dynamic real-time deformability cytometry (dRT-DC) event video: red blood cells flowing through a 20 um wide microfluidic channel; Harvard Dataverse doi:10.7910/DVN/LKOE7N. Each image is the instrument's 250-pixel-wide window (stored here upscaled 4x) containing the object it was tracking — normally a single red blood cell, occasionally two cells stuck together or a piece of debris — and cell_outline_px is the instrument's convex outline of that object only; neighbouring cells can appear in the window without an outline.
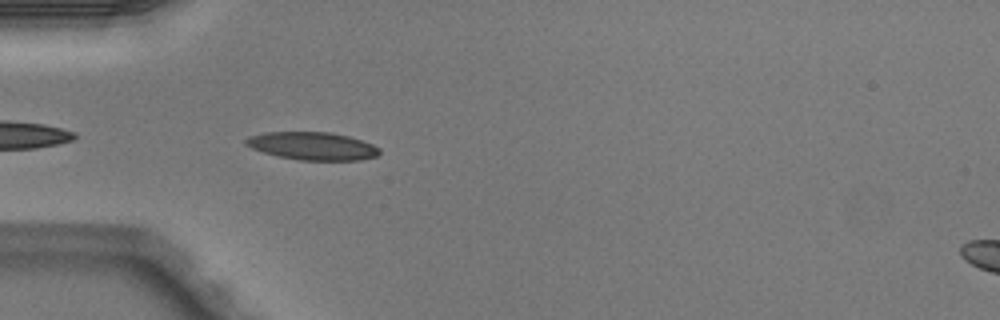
{"species": "Egyptian fruit bat (a non-hibernating species)", "species_latin": "Rousettus aegyptiacus", "temperature_condition": "warm", "stored_images_in_passage": 36, "camera_frame_rate_fps": 3000, "um_per_image_px": 0.085, "animal": {"sex": "male"}, "frame": {"image": 1, "passage_image": 3, "time_ms": 0.667, "image_size_px": [1000, 320], "cell_outline_px": [[380, 152], [376, 156], [360, 160], [300, 160], [280, 156], [264, 152], [252, 148], [244, 144], [244, 140], [248, 136], [264, 132], [332, 132], [348, 136], [372, 144], [380, 148]], "centroid_in_image_um": [26.55, 12.4], "position_along_channel_um": 58.5, "area_um2": 21.62}}
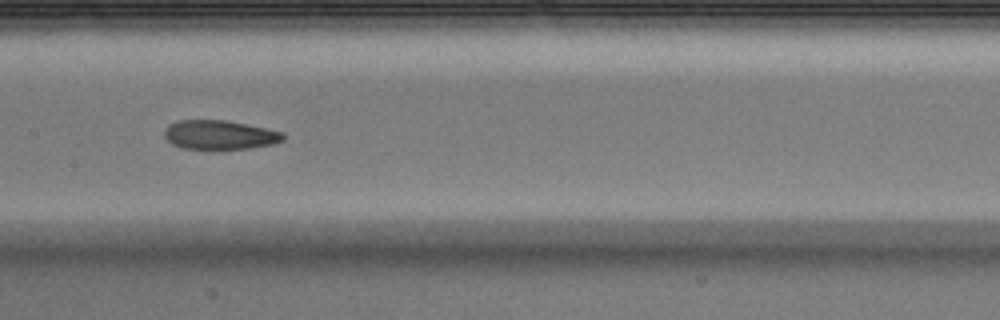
{"frame": {"image": 2, "passage_image": 13, "time_ms": 4.0, "image_size_px": [1000, 320], "cell_outline_px": [[284, 140], [272, 144], [248, 148], [180, 148], [172, 144], [164, 136], [164, 132], [168, 124], [176, 120], [224, 120], [284, 132]], "centroid_in_image_um": [18.63, 11.45], "position_along_channel_um": 188.8, "area_um2": 19.88}}
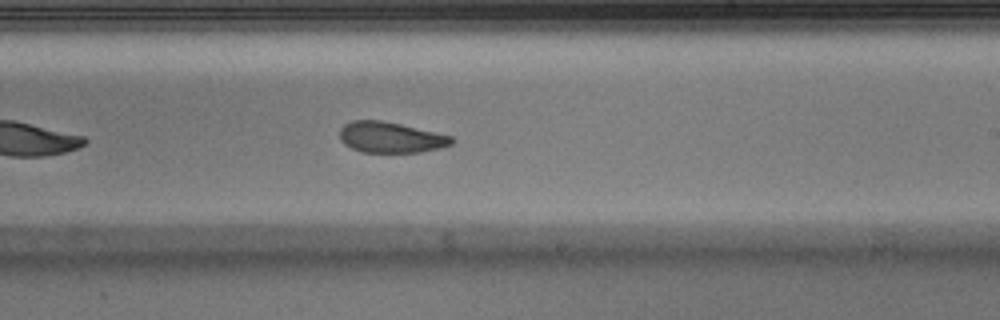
{"frame": {"image": 3, "passage_image": 18, "time_ms": 5.667, "image_size_px": [1000, 320], "cell_outline_px": [[456, 140], [452, 144], [440, 148], [420, 152], [364, 152], [352, 148], [344, 144], [340, 140], [340, 128], [344, 124], [352, 120], [380, 120], [400, 124], [436, 132], [452, 136]], "centroid_in_image_um": [33.21, 11.67], "position_along_channel_um": 255.8, "area_um2": 20.11}, "authors_computed_cell_mechanics": {"area_um2": 21.2993, "velocity_mm_per_s": 4.0361, "shape_relaxation_time_tau1_ms": null, "shape_relaxation_time_tau2_ms": 2.419, "deformation_change_tau1": null, "deformation_change_tau2": 0.0849}}